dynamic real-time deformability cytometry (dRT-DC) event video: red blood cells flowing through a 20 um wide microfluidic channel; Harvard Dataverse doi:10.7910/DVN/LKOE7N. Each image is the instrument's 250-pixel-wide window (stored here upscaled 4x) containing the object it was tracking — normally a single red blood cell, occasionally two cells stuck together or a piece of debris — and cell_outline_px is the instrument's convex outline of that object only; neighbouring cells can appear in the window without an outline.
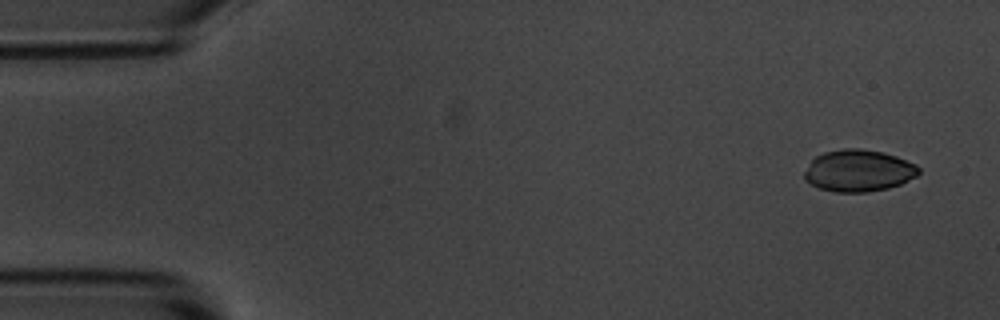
{"species": "common noctule bat (a hibernating species)", "species_latin": "Nyctalus noctula", "temperature_condition": "room temperature", "stored_images_in_passage": 6, "camera_frame_rate_fps": 3000, "um_per_image_px": 0.085, "animal": {"sex": "male", "body_mass_g": 20.1, "forearm_length_mm": 53.5}, "frame": {"image": 1, "passage_image": 1, "time_ms": 0.0, "image_size_px": [1000, 320], "cell_outline_px": [[920, 172], [916, 176], [900, 184], [888, 188], [868, 192], [832, 192], [820, 188], [804, 180], [804, 172], [812, 160], [816, 156], [824, 152], [844, 148], [860, 148], [884, 152], [896, 156], [916, 164], [920, 168]], "centroid_in_image_um": [72.98, 14.5], "position_along_channel_um": 12.0, "area_um2": 27.98}}
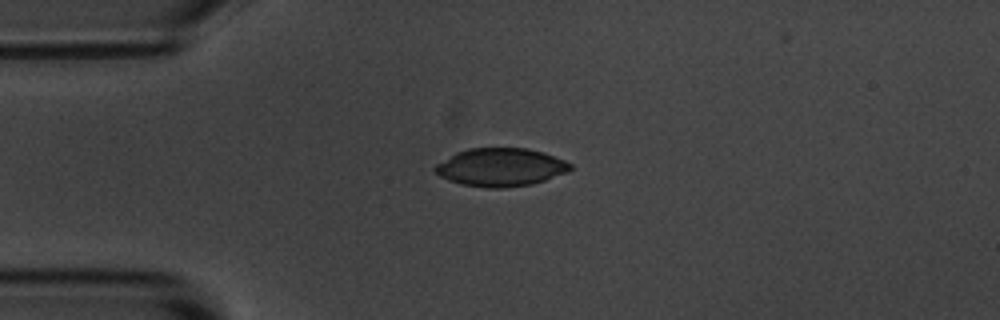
{"frame": {"image": 2, "passage_image": 4, "time_ms": 3.333, "image_size_px": [1000, 320], "cell_outline_px": [[572, 168], [568, 172], [532, 184], [504, 188], [488, 188], [460, 184], [448, 180], [440, 176], [432, 168], [436, 164], [456, 152], [468, 148], [528, 148], [544, 152], [564, 160], [572, 164]], "centroid_in_image_um": [42.55, 14.21], "position_along_channel_um": 42.4, "area_um2": 30.17}}